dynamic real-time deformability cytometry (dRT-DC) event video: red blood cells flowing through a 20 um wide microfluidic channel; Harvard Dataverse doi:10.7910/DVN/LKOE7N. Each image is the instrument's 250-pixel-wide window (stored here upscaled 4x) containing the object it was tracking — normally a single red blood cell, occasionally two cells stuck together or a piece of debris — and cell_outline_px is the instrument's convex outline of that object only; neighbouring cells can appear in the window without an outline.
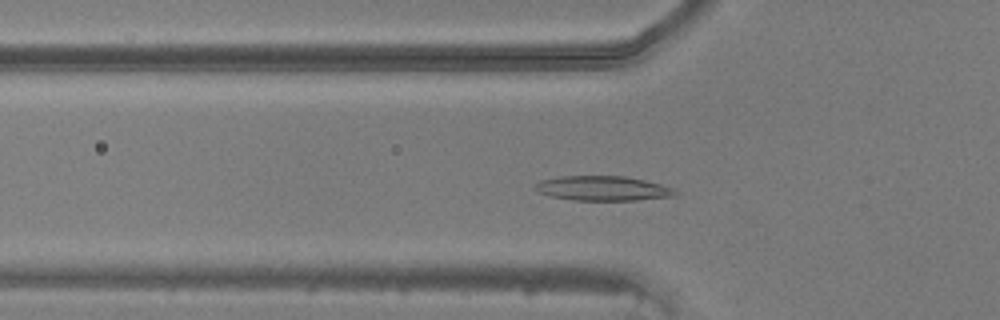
{"species": "common noctule bat (a hibernating species)", "species_latin": "Nyctalus noctula", "temperature_condition": "warm", "stored_images_in_passage": 47, "camera_frame_rate_fps": 3000, "um_per_image_px": 0.085, "animal": {"sex": "male", "body_mass_g": 20.5, "forearm_length_mm": 52.5}, "frame": {"image": 1, "passage_image": 15, "time_ms": 4.667, "image_size_px": [1000, 320], "cell_outline_px": [[680, 192], [676, 196], [636, 200], [572, 200], [552, 196], [540, 192], [532, 188], [540, 180], [560, 176], [624, 176], [644, 180], [660, 184], [672, 188]], "centroid_in_image_um": [51.26, 16.01], "position_along_channel_um": 74.5, "area_um2": 20.11}}
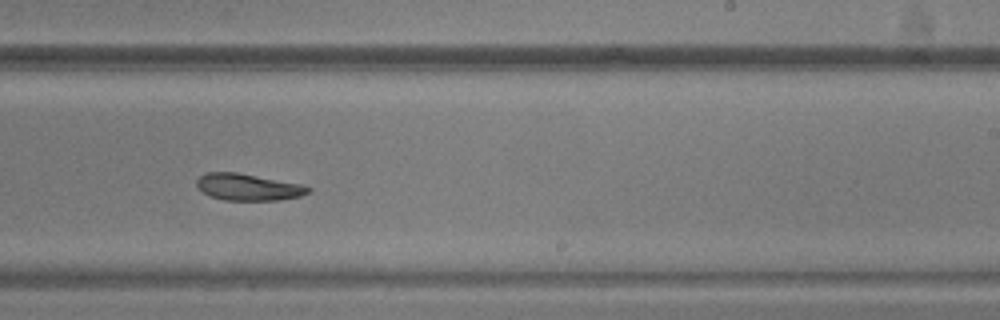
{"frame": {"image": 2, "passage_image": 29, "time_ms": 9.333, "image_size_px": [1000, 320], "cell_outline_px": [[312, 192], [300, 196], [280, 200], [224, 200], [212, 196], [204, 192], [196, 184], [196, 180], [200, 176], [208, 172], [236, 172], [300, 184], [312, 188]], "centroid_in_image_um": [21.12, 15.9], "position_along_channel_um": 267.9, "area_um2": 17.17}}
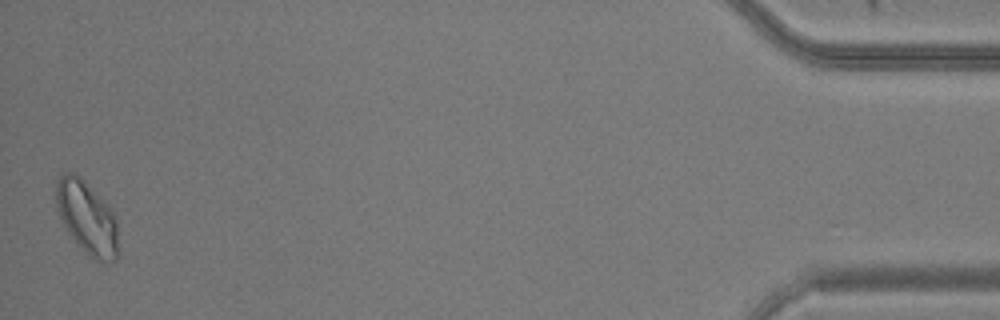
{"frame": {"image": 3, "passage_image": 47, "time_ms": 15.333, "image_size_px": [1000, 320], "cell_outline_px": [[120, 252], [116, 260], [108, 264], [104, 264], [96, 260], [72, 236], [64, 224], [56, 208], [56, 180], [64, 172], [76, 172], [84, 180], [116, 216]], "centroid_in_image_um": [7.44, 18.51], "position_along_channel_um": 427.8, "area_um2": 26.3}}